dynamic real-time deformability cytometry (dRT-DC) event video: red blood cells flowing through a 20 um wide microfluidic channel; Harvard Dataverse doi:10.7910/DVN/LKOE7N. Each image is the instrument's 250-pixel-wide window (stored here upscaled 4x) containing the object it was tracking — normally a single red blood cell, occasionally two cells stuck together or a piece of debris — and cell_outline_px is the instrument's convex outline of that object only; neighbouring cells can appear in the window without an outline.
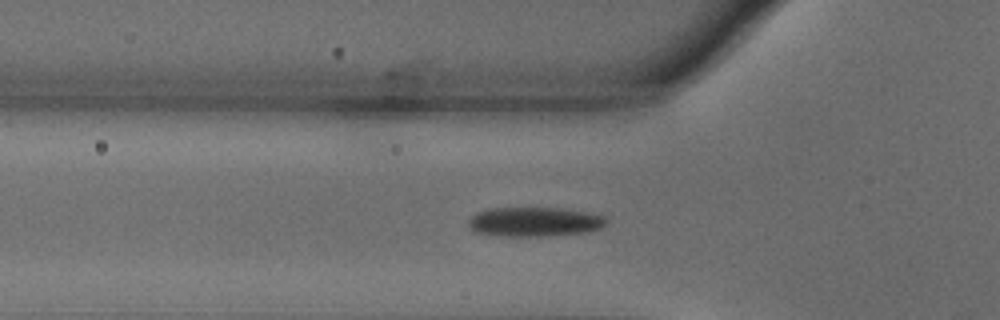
{"species": "common noctule bat (a hibernating species)", "species_latin": "Nyctalus noctula", "temperature_condition": "warm", "stored_images_in_passage": 40, "camera_frame_rate_fps": 3000, "um_per_image_px": 0.085, "animal": {"sex": "male", "body_mass_g": 18.8}, "frame": {"image": 1, "passage_image": 9, "time_ms": 2.667, "image_size_px": [1000, 320], "cell_outline_px": [[608, 220], [600, 228], [580, 232], [548, 236], [500, 236], [476, 232], [468, 224], [468, 220], [476, 212], [492, 208], [564, 208], [588, 212], [604, 216]], "centroid_in_image_um": [45.41, 18.84], "position_along_channel_um": 80.4, "area_um2": 23.47}}
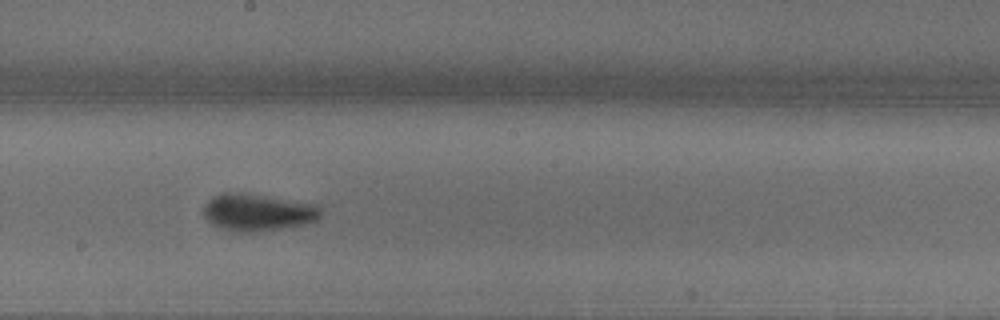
{"frame": {"image": 2, "passage_image": 21, "time_ms": 6.667, "image_size_px": [1000, 320], "cell_outline_px": [[324, 212], [316, 220], [304, 224], [280, 228], [248, 232], [240, 232], [216, 228], [204, 220], [204, 204], [208, 200], [224, 192], [236, 192], [316, 204], [324, 208]], "centroid_in_image_um": [21.88, 18.06], "position_along_channel_um": 226.3, "area_um2": 25.32}}
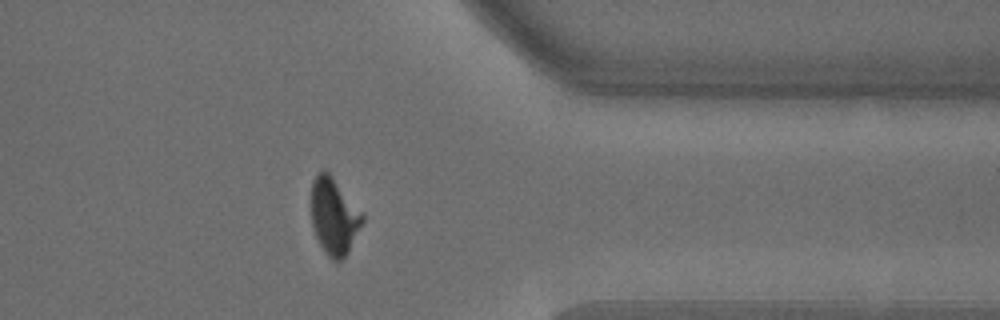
{"frame": {"image": 3, "passage_image": 35, "time_ms": 11.333, "image_size_px": [1000, 320], "cell_outline_px": [[364, 220], [348, 252], [340, 260], [332, 260], [324, 252], [316, 236], [312, 224], [312, 180], [324, 168], [328, 172], [364, 212]], "centroid_in_image_um": [28.41, 18.37], "position_along_channel_um": 383.0, "area_um2": 22.72}}